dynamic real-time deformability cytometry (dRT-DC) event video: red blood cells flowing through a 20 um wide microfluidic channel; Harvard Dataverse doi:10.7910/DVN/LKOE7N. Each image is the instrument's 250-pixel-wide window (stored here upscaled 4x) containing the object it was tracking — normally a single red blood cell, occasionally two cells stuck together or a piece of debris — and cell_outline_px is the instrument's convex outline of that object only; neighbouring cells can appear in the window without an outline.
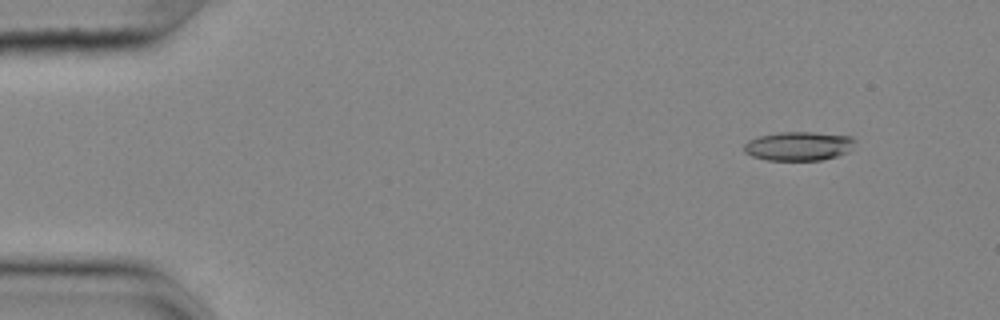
{"species": "common noctule bat (a hibernating species)", "species_latin": "Nyctalus noctula", "temperature_condition": "cold", "stored_images_in_passage": 9, "camera_frame_rate_fps": 3000, "um_per_image_px": 0.085, "animal": {"sex": "female", "body_mass_g": 25.1}, "frame": {"image": 1, "passage_image": 2, "time_ms": 0.333, "image_size_px": [1000, 320], "cell_outline_px": [[856, 140], [852, 148], [848, 152], [836, 156], [820, 160], [768, 160], [752, 156], [744, 152], [744, 144], [748, 140], [760, 136], [780, 132], [812, 132], [852, 136]], "centroid_in_image_um": [67.9, 12.41], "position_along_channel_um": 17.1, "area_um2": 18.73}}